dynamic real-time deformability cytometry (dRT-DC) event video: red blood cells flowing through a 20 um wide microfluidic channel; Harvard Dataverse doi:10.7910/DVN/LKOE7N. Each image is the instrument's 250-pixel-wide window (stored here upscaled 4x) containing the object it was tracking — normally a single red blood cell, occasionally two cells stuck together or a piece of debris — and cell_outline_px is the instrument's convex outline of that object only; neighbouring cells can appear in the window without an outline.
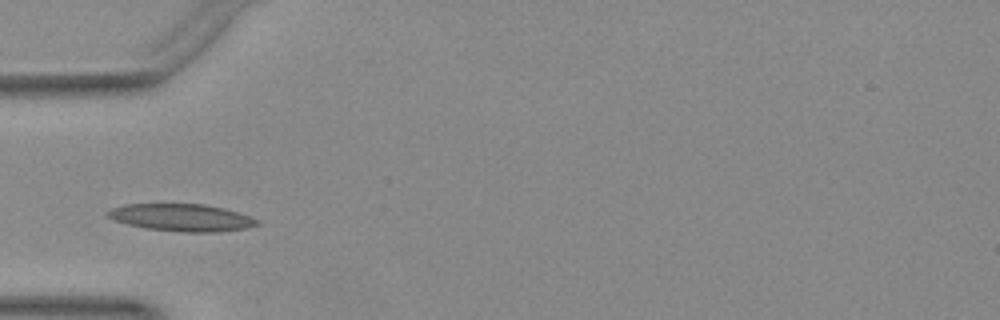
{"species": "Egyptian fruit bat (a non-hibernating species)", "species_latin": "Rousettus aegyptiacus", "temperature_condition": "warm", "stored_images_in_passage": 35, "camera_frame_rate_fps": 3000, "um_per_image_px": 0.085, "animal": {"sex": "female"}, "frame": {"image": 1, "passage_image": 1, "time_ms": 0.0, "image_size_px": [1000, 320], "cell_outline_px": [[260, 224], [248, 228], [216, 232], [184, 232], [144, 228], [112, 220], [104, 216], [104, 212], [112, 208], [124, 204], [204, 204], [224, 208], [260, 220]], "centroid_in_image_um": [15.39, 18.49], "position_along_channel_um": 69.6, "area_um2": 23.93}}
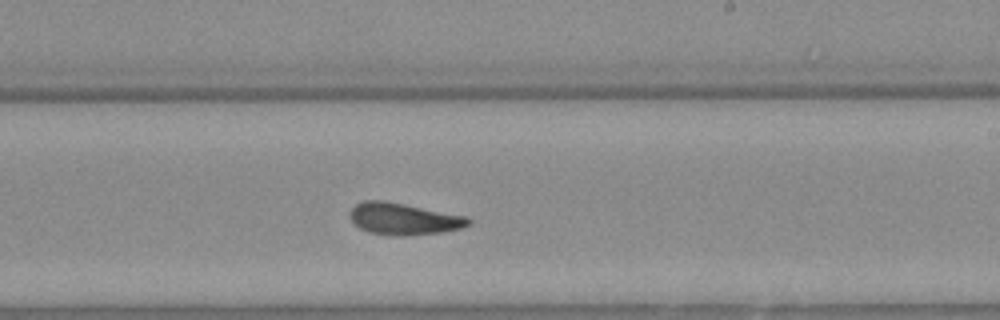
{"frame": {"image": 2, "passage_image": 15, "time_ms": 4.667, "image_size_px": [1000, 320], "cell_outline_px": [[472, 220], [468, 224], [460, 228], [444, 232], [404, 236], [388, 236], [368, 232], [352, 224], [352, 208], [356, 204], [364, 200], [384, 200], [468, 216]], "centroid_in_image_um": [34.32, 18.61], "position_along_channel_um": 254.7, "area_um2": 22.08}}
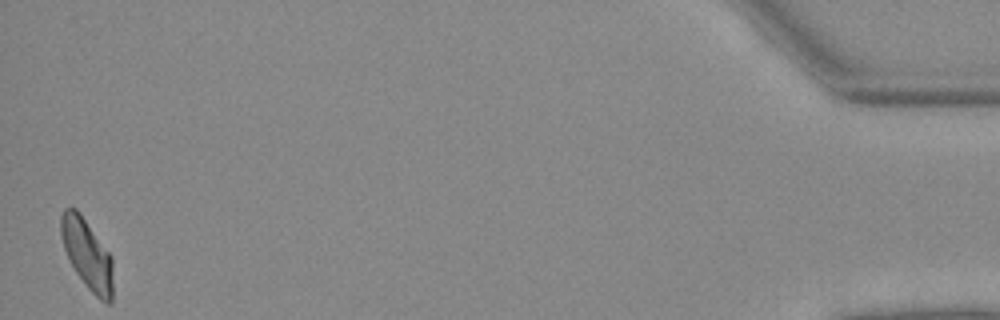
{"frame": {"image": 3, "passage_image": 35, "time_ms": 11.333, "image_size_px": [1000, 320], "cell_outline_px": [[112, 304], [108, 304], [100, 300], [88, 288], [76, 272], [64, 248], [60, 232], [60, 216], [64, 208], [76, 208], [80, 212], [112, 256]], "centroid_in_image_um": [7.41, 21.59], "position_along_channel_um": 427.8, "area_um2": 21.15}}